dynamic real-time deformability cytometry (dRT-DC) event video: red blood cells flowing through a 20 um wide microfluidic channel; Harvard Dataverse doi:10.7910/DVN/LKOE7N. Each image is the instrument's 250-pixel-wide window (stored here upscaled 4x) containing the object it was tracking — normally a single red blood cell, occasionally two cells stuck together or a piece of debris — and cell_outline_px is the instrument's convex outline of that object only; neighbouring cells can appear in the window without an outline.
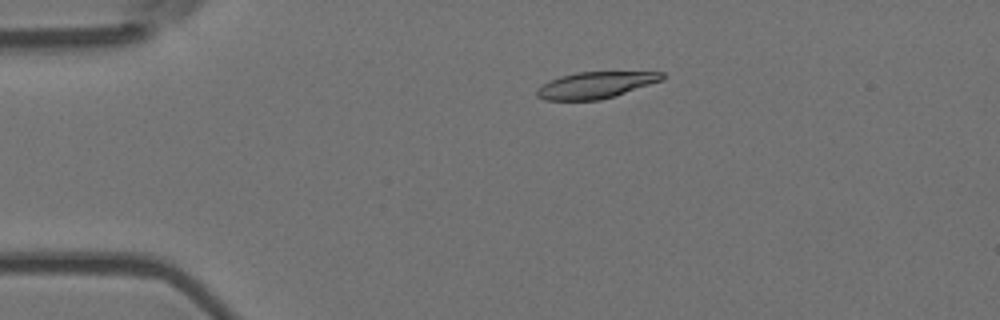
{"species": "Egyptian fruit bat (a non-hibernating species)", "species_latin": "Rousettus aegyptiacus", "temperature_condition": "room temperature", "stored_images_in_passage": 55, "camera_frame_rate_fps": 3000, "um_per_image_px": 0.085, "animal": {"sex": "female"}, "frame": {"image": 1, "passage_image": 12, "time_ms": 3.667, "image_size_px": [1000, 320], "cell_outline_px": [[664, 80], [600, 100], [544, 100], [536, 96], [536, 88], [548, 80], [560, 76], [576, 72], [664, 72]], "centroid_in_image_um": [50.57, 7.23], "position_along_channel_um": 34.4, "area_um2": 19.36}}
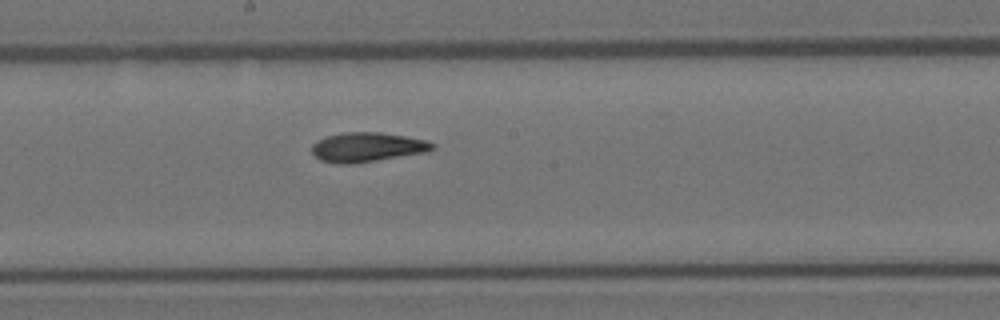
{"frame": {"image": 2, "passage_image": 30, "time_ms": 9.667, "image_size_px": [1000, 320], "cell_outline_px": [[436, 148], [428, 152], [352, 164], [336, 164], [320, 160], [312, 152], [312, 144], [316, 140], [328, 136], [344, 132], [380, 132], [404, 136], [424, 140], [436, 144]], "centroid_in_image_um": [31.21, 12.51], "position_along_channel_um": 217.0, "area_um2": 20.75}}
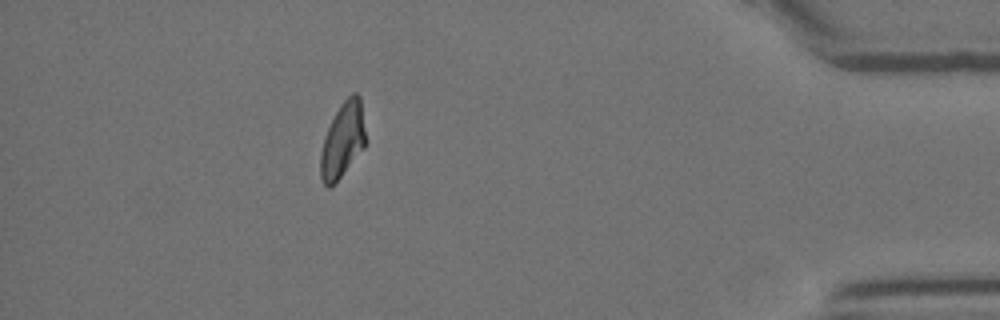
{"frame": {"image": 3, "passage_image": 49, "time_ms": 16.0, "image_size_px": [1000, 320], "cell_outline_px": [[364, 148], [340, 176], [328, 188], [324, 184], [320, 176], [320, 152], [324, 136], [340, 104], [352, 92], [356, 92], [360, 96], [364, 132]], "centroid_in_image_um": [29.1, 11.89], "position_along_channel_um": 406.1, "area_um2": 19.25}, "authors_computed_cell_mechanics": {"area_um2": 20.1144, "velocity_mm_per_s": 3.7559, "shape_relaxation_time_tau1_ms": 6.6386, "shape_relaxation_time_tau2_ms": 2.8309, "deformation_change_tau1": 0.2047, "deformation_change_tau2": 0.0851}}